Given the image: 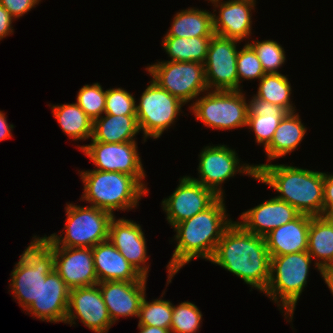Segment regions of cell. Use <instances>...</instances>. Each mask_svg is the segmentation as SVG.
I'll use <instances>...</instances> for the list:
<instances>
[{
	"label": "cell",
	"instance_id": "1",
	"mask_svg": "<svg viewBox=\"0 0 333 333\" xmlns=\"http://www.w3.org/2000/svg\"><path fill=\"white\" fill-rule=\"evenodd\" d=\"M264 292L270 280L271 257L265 239L233 222L218 242L210 260Z\"/></svg>",
	"mask_w": 333,
	"mask_h": 333
},
{
	"label": "cell",
	"instance_id": "2",
	"mask_svg": "<svg viewBox=\"0 0 333 333\" xmlns=\"http://www.w3.org/2000/svg\"><path fill=\"white\" fill-rule=\"evenodd\" d=\"M227 216L224 197H219L204 211L173 226L177 246L167 265V284L171 283L173 276L194 258L209 261L212 259L218 242L233 223Z\"/></svg>",
	"mask_w": 333,
	"mask_h": 333
},
{
	"label": "cell",
	"instance_id": "3",
	"mask_svg": "<svg viewBox=\"0 0 333 333\" xmlns=\"http://www.w3.org/2000/svg\"><path fill=\"white\" fill-rule=\"evenodd\" d=\"M256 180L272 187L276 198L301 214L323 216L324 173L277 164L254 165Z\"/></svg>",
	"mask_w": 333,
	"mask_h": 333
},
{
	"label": "cell",
	"instance_id": "4",
	"mask_svg": "<svg viewBox=\"0 0 333 333\" xmlns=\"http://www.w3.org/2000/svg\"><path fill=\"white\" fill-rule=\"evenodd\" d=\"M80 175L84 184L81 199L112 215L115 210L135 208L142 195L148 193L147 187L128 174L93 169L81 171Z\"/></svg>",
	"mask_w": 333,
	"mask_h": 333
},
{
	"label": "cell",
	"instance_id": "5",
	"mask_svg": "<svg viewBox=\"0 0 333 333\" xmlns=\"http://www.w3.org/2000/svg\"><path fill=\"white\" fill-rule=\"evenodd\" d=\"M65 209V236L54 233L41 237L49 247L93 248L109 239V226L114 215L94 206L67 204Z\"/></svg>",
	"mask_w": 333,
	"mask_h": 333
},
{
	"label": "cell",
	"instance_id": "6",
	"mask_svg": "<svg viewBox=\"0 0 333 333\" xmlns=\"http://www.w3.org/2000/svg\"><path fill=\"white\" fill-rule=\"evenodd\" d=\"M312 257L307 251L271 257L270 280L265 293L285 309L292 320L296 303L307 284ZM278 299H280L278 301Z\"/></svg>",
	"mask_w": 333,
	"mask_h": 333
},
{
	"label": "cell",
	"instance_id": "7",
	"mask_svg": "<svg viewBox=\"0 0 333 333\" xmlns=\"http://www.w3.org/2000/svg\"><path fill=\"white\" fill-rule=\"evenodd\" d=\"M33 241L20 255L12 271L11 289L14 299L26 310L39 296L41 284L54 270L53 250L40 238Z\"/></svg>",
	"mask_w": 333,
	"mask_h": 333
},
{
	"label": "cell",
	"instance_id": "8",
	"mask_svg": "<svg viewBox=\"0 0 333 333\" xmlns=\"http://www.w3.org/2000/svg\"><path fill=\"white\" fill-rule=\"evenodd\" d=\"M189 108L204 125L232 130L247 125L248 103L241 90H211Z\"/></svg>",
	"mask_w": 333,
	"mask_h": 333
},
{
	"label": "cell",
	"instance_id": "9",
	"mask_svg": "<svg viewBox=\"0 0 333 333\" xmlns=\"http://www.w3.org/2000/svg\"><path fill=\"white\" fill-rule=\"evenodd\" d=\"M150 82L136 105V118L139 130L143 131L144 142L147 137L159 138L164 130L174 124L184 105L155 81Z\"/></svg>",
	"mask_w": 333,
	"mask_h": 333
},
{
	"label": "cell",
	"instance_id": "10",
	"mask_svg": "<svg viewBox=\"0 0 333 333\" xmlns=\"http://www.w3.org/2000/svg\"><path fill=\"white\" fill-rule=\"evenodd\" d=\"M146 69L153 81L184 104L197 98L201 92L208 91L202 63L161 61Z\"/></svg>",
	"mask_w": 333,
	"mask_h": 333
},
{
	"label": "cell",
	"instance_id": "11",
	"mask_svg": "<svg viewBox=\"0 0 333 333\" xmlns=\"http://www.w3.org/2000/svg\"><path fill=\"white\" fill-rule=\"evenodd\" d=\"M235 150L226 145L207 146L199 155L198 173L200 178L192 179L204 187L213 190L219 197H223L221 184L237 172L247 174L256 180L254 165L240 166Z\"/></svg>",
	"mask_w": 333,
	"mask_h": 333
},
{
	"label": "cell",
	"instance_id": "12",
	"mask_svg": "<svg viewBox=\"0 0 333 333\" xmlns=\"http://www.w3.org/2000/svg\"><path fill=\"white\" fill-rule=\"evenodd\" d=\"M239 41L214 34L209 42L204 62L208 90H239L236 69Z\"/></svg>",
	"mask_w": 333,
	"mask_h": 333
},
{
	"label": "cell",
	"instance_id": "13",
	"mask_svg": "<svg viewBox=\"0 0 333 333\" xmlns=\"http://www.w3.org/2000/svg\"><path fill=\"white\" fill-rule=\"evenodd\" d=\"M98 167L94 170L120 172L134 176L142 183L145 172L137 150L136 141L124 143H104L91 141V144L79 146Z\"/></svg>",
	"mask_w": 333,
	"mask_h": 333
},
{
	"label": "cell",
	"instance_id": "14",
	"mask_svg": "<svg viewBox=\"0 0 333 333\" xmlns=\"http://www.w3.org/2000/svg\"><path fill=\"white\" fill-rule=\"evenodd\" d=\"M179 182L176 190L162 201V209L172 227L204 211L219 198L213 190L194 181L190 176L179 179Z\"/></svg>",
	"mask_w": 333,
	"mask_h": 333
},
{
	"label": "cell",
	"instance_id": "15",
	"mask_svg": "<svg viewBox=\"0 0 333 333\" xmlns=\"http://www.w3.org/2000/svg\"><path fill=\"white\" fill-rule=\"evenodd\" d=\"M75 319H80L85 326L96 333H107L113 325L98 284L69 291L65 323L72 326L76 324Z\"/></svg>",
	"mask_w": 333,
	"mask_h": 333
},
{
	"label": "cell",
	"instance_id": "16",
	"mask_svg": "<svg viewBox=\"0 0 333 333\" xmlns=\"http://www.w3.org/2000/svg\"><path fill=\"white\" fill-rule=\"evenodd\" d=\"M50 248L54 254V270L70 290L98 284L92 248Z\"/></svg>",
	"mask_w": 333,
	"mask_h": 333
},
{
	"label": "cell",
	"instance_id": "17",
	"mask_svg": "<svg viewBox=\"0 0 333 333\" xmlns=\"http://www.w3.org/2000/svg\"><path fill=\"white\" fill-rule=\"evenodd\" d=\"M109 240L143 277H148L149 265H145L149 259L146 240L139 224L123 218L116 220L114 217L109 226Z\"/></svg>",
	"mask_w": 333,
	"mask_h": 333
},
{
	"label": "cell",
	"instance_id": "18",
	"mask_svg": "<svg viewBox=\"0 0 333 333\" xmlns=\"http://www.w3.org/2000/svg\"><path fill=\"white\" fill-rule=\"evenodd\" d=\"M147 281L98 282L109 316L115 324L119 317L139 316L140 306L146 297Z\"/></svg>",
	"mask_w": 333,
	"mask_h": 333
},
{
	"label": "cell",
	"instance_id": "19",
	"mask_svg": "<svg viewBox=\"0 0 333 333\" xmlns=\"http://www.w3.org/2000/svg\"><path fill=\"white\" fill-rule=\"evenodd\" d=\"M69 291L70 289L65 282L53 270L42 282L38 298L33 301L26 311L29 312L28 314H32L34 318H40L42 321L65 323Z\"/></svg>",
	"mask_w": 333,
	"mask_h": 333
},
{
	"label": "cell",
	"instance_id": "20",
	"mask_svg": "<svg viewBox=\"0 0 333 333\" xmlns=\"http://www.w3.org/2000/svg\"><path fill=\"white\" fill-rule=\"evenodd\" d=\"M301 213L287 202L276 197L264 201L243 212L238 222L246 231L258 236H266L270 231L293 221Z\"/></svg>",
	"mask_w": 333,
	"mask_h": 333
},
{
	"label": "cell",
	"instance_id": "21",
	"mask_svg": "<svg viewBox=\"0 0 333 333\" xmlns=\"http://www.w3.org/2000/svg\"><path fill=\"white\" fill-rule=\"evenodd\" d=\"M211 0L219 8V16L213 14L214 34L242 41L252 30L251 10L256 0ZM219 3V4H218Z\"/></svg>",
	"mask_w": 333,
	"mask_h": 333
},
{
	"label": "cell",
	"instance_id": "22",
	"mask_svg": "<svg viewBox=\"0 0 333 333\" xmlns=\"http://www.w3.org/2000/svg\"><path fill=\"white\" fill-rule=\"evenodd\" d=\"M92 253L98 282L147 281V278L122 256L109 239L95 245Z\"/></svg>",
	"mask_w": 333,
	"mask_h": 333
},
{
	"label": "cell",
	"instance_id": "23",
	"mask_svg": "<svg viewBox=\"0 0 333 333\" xmlns=\"http://www.w3.org/2000/svg\"><path fill=\"white\" fill-rule=\"evenodd\" d=\"M310 221L311 215L300 214L264 236L270 257L307 251Z\"/></svg>",
	"mask_w": 333,
	"mask_h": 333
},
{
	"label": "cell",
	"instance_id": "24",
	"mask_svg": "<svg viewBox=\"0 0 333 333\" xmlns=\"http://www.w3.org/2000/svg\"><path fill=\"white\" fill-rule=\"evenodd\" d=\"M287 113L283 107L253 96L248 103L246 127L254 131L256 143H262L265 148L271 142L275 130Z\"/></svg>",
	"mask_w": 333,
	"mask_h": 333
},
{
	"label": "cell",
	"instance_id": "25",
	"mask_svg": "<svg viewBox=\"0 0 333 333\" xmlns=\"http://www.w3.org/2000/svg\"><path fill=\"white\" fill-rule=\"evenodd\" d=\"M308 254L318 259L315 263L320 274L333 264V217L311 216L308 232ZM321 260V261H320Z\"/></svg>",
	"mask_w": 333,
	"mask_h": 333
},
{
	"label": "cell",
	"instance_id": "26",
	"mask_svg": "<svg viewBox=\"0 0 333 333\" xmlns=\"http://www.w3.org/2000/svg\"><path fill=\"white\" fill-rule=\"evenodd\" d=\"M136 115H109L101 116L93 121V134L91 141L104 143H124L135 141L139 133Z\"/></svg>",
	"mask_w": 333,
	"mask_h": 333
},
{
	"label": "cell",
	"instance_id": "27",
	"mask_svg": "<svg viewBox=\"0 0 333 333\" xmlns=\"http://www.w3.org/2000/svg\"><path fill=\"white\" fill-rule=\"evenodd\" d=\"M295 112H289L283 117L271 142L264 148L268 161L284 157L301 143L307 129Z\"/></svg>",
	"mask_w": 333,
	"mask_h": 333
},
{
	"label": "cell",
	"instance_id": "28",
	"mask_svg": "<svg viewBox=\"0 0 333 333\" xmlns=\"http://www.w3.org/2000/svg\"><path fill=\"white\" fill-rule=\"evenodd\" d=\"M165 37H212L213 14L206 10L189 8L177 12Z\"/></svg>",
	"mask_w": 333,
	"mask_h": 333
},
{
	"label": "cell",
	"instance_id": "29",
	"mask_svg": "<svg viewBox=\"0 0 333 333\" xmlns=\"http://www.w3.org/2000/svg\"><path fill=\"white\" fill-rule=\"evenodd\" d=\"M52 113L63 132L73 140L92 138L93 120L77 103L53 105Z\"/></svg>",
	"mask_w": 333,
	"mask_h": 333
},
{
	"label": "cell",
	"instance_id": "30",
	"mask_svg": "<svg viewBox=\"0 0 333 333\" xmlns=\"http://www.w3.org/2000/svg\"><path fill=\"white\" fill-rule=\"evenodd\" d=\"M212 37H164L163 48L170 61L199 62L204 64Z\"/></svg>",
	"mask_w": 333,
	"mask_h": 333
},
{
	"label": "cell",
	"instance_id": "31",
	"mask_svg": "<svg viewBox=\"0 0 333 333\" xmlns=\"http://www.w3.org/2000/svg\"><path fill=\"white\" fill-rule=\"evenodd\" d=\"M255 97L283 107L288 113L294 112L290 99L291 85L288 78L281 73L265 74L260 80Z\"/></svg>",
	"mask_w": 333,
	"mask_h": 333
},
{
	"label": "cell",
	"instance_id": "32",
	"mask_svg": "<svg viewBox=\"0 0 333 333\" xmlns=\"http://www.w3.org/2000/svg\"><path fill=\"white\" fill-rule=\"evenodd\" d=\"M173 304L161 298L148 302L143 298L139 310L138 325L157 326L170 330Z\"/></svg>",
	"mask_w": 333,
	"mask_h": 333
},
{
	"label": "cell",
	"instance_id": "33",
	"mask_svg": "<svg viewBox=\"0 0 333 333\" xmlns=\"http://www.w3.org/2000/svg\"><path fill=\"white\" fill-rule=\"evenodd\" d=\"M170 333H195L200 328L202 314L198 307L191 302L173 305Z\"/></svg>",
	"mask_w": 333,
	"mask_h": 333
},
{
	"label": "cell",
	"instance_id": "34",
	"mask_svg": "<svg viewBox=\"0 0 333 333\" xmlns=\"http://www.w3.org/2000/svg\"><path fill=\"white\" fill-rule=\"evenodd\" d=\"M248 44L256 52L265 74L279 73L278 68L284 64L285 51L280 44L273 40L253 41Z\"/></svg>",
	"mask_w": 333,
	"mask_h": 333
},
{
	"label": "cell",
	"instance_id": "35",
	"mask_svg": "<svg viewBox=\"0 0 333 333\" xmlns=\"http://www.w3.org/2000/svg\"><path fill=\"white\" fill-rule=\"evenodd\" d=\"M106 90L99 83L84 85L77 94V104L94 121L105 110Z\"/></svg>",
	"mask_w": 333,
	"mask_h": 333
},
{
	"label": "cell",
	"instance_id": "36",
	"mask_svg": "<svg viewBox=\"0 0 333 333\" xmlns=\"http://www.w3.org/2000/svg\"><path fill=\"white\" fill-rule=\"evenodd\" d=\"M237 75L239 80V90L241 79H261L265 75L261 62L257 57L256 52L247 43L239 50L236 62Z\"/></svg>",
	"mask_w": 333,
	"mask_h": 333
},
{
	"label": "cell",
	"instance_id": "37",
	"mask_svg": "<svg viewBox=\"0 0 333 333\" xmlns=\"http://www.w3.org/2000/svg\"><path fill=\"white\" fill-rule=\"evenodd\" d=\"M135 98L122 88L106 90L104 114L109 115H136Z\"/></svg>",
	"mask_w": 333,
	"mask_h": 333
},
{
	"label": "cell",
	"instance_id": "38",
	"mask_svg": "<svg viewBox=\"0 0 333 333\" xmlns=\"http://www.w3.org/2000/svg\"><path fill=\"white\" fill-rule=\"evenodd\" d=\"M39 1L41 0H0V4L15 20L30 11Z\"/></svg>",
	"mask_w": 333,
	"mask_h": 333
},
{
	"label": "cell",
	"instance_id": "39",
	"mask_svg": "<svg viewBox=\"0 0 333 333\" xmlns=\"http://www.w3.org/2000/svg\"><path fill=\"white\" fill-rule=\"evenodd\" d=\"M333 214V174L324 172L323 216Z\"/></svg>",
	"mask_w": 333,
	"mask_h": 333
},
{
	"label": "cell",
	"instance_id": "40",
	"mask_svg": "<svg viewBox=\"0 0 333 333\" xmlns=\"http://www.w3.org/2000/svg\"><path fill=\"white\" fill-rule=\"evenodd\" d=\"M13 19L10 13L0 4V40L13 32Z\"/></svg>",
	"mask_w": 333,
	"mask_h": 333
},
{
	"label": "cell",
	"instance_id": "41",
	"mask_svg": "<svg viewBox=\"0 0 333 333\" xmlns=\"http://www.w3.org/2000/svg\"><path fill=\"white\" fill-rule=\"evenodd\" d=\"M13 125L7 123L5 114L0 111V141L12 137L11 129L13 130Z\"/></svg>",
	"mask_w": 333,
	"mask_h": 333
},
{
	"label": "cell",
	"instance_id": "42",
	"mask_svg": "<svg viewBox=\"0 0 333 333\" xmlns=\"http://www.w3.org/2000/svg\"><path fill=\"white\" fill-rule=\"evenodd\" d=\"M139 333H170L169 329L157 326L138 325Z\"/></svg>",
	"mask_w": 333,
	"mask_h": 333
},
{
	"label": "cell",
	"instance_id": "43",
	"mask_svg": "<svg viewBox=\"0 0 333 333\" xmlns=\"http://www.w3.org/2000/svg\"><path fill=\"white\" fill-rule=\"evenodd\" d=\"M321 275L333 295V272H321Z\"/></svg>",
	"mask_w": 333,
	"mask_h": 333
},
{
	"label": "cell",
	"instance_id": "44",
	"mask_svg": "<svg viewBox=\"0 0 333 333\" xmlns=\"http://www.w3.org/2000/svg\"><path fill=\"white\" fill-rule=\"evenodd\" d=\"M322 272H333V264L331 265L330 268L322 270Z\"/></svg>",
	"mask_w": 333,
	"mask_h": 333
}]
</instances>
